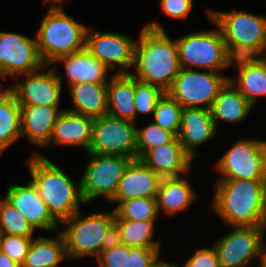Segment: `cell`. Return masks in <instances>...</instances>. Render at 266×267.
<instances>
[{"label": "cell", "mask_w": 266, "mask_h": 267, "mask_svg": "<svg viewBox=\"0 0 266 267\" xmlns=\"http://www.w3.org/2000/svg\"><path fill=\"white\" fill-rule=\"evenodd\" d=\"M266 51V47L263 49V53L262 54H264V55H266L264 52ZM260 59L266 64V58H262V57H260Z\"/></svg>", "instance_id": "cell-47"}, {"label": "cell", "mask_w": 266, "mask_h": 267, "mask_svg": "<svg viewBox=\"0 0 266 267\" xmlns=\"http://www.w3.org/2000/svg\"><path fill=\"white\" fill-rule=\"evenodd\" d=\"M0 77H2V76H0ZM8 90H9V88L8 89H5L4 91H1V89H0V98L2 96H4L8 92Z\"/></svg>", "instance_id": "cell-45"}, {"label": "cell", "mask_w": 266, "mask_h": 267, "mask_svg": "<svg viewBox=\"0 0 266 267\" xmlns=\"http://www.w3.org/2000/svg\"><path fill=\"white\" fill-rule=\"evenodd\" d=\"M88 154L92 158L80 179L83 200L88 203L92 199L104 195L110 202L125 168L132 158L123 155Z\"/></svg>", "instance_id": "cell-10"}, {"label": "cell", "mask_w": 266, "mask_h": 267, "mask_svg": "<svg viewBox=\"0 0 266 267\" xmlns=\"http://www.w3.org/2000/svg\"><path fill=\"white\" fill-rule=\"evenodd\" d=\"M196 195L187 179L182 177L162 178L158 187L156 202L168 215L185 210L194 201Z\"/></svg>", "instance_id": "cell-27"}, {"label": "cell", "mask_w": 266, "mask_h": 267, "mask_svg": "<svg viewBox=\"0 0 266 267\" xmlns=\"http://www.w3.org/2000/svg\"><path fill=\"white\" fill-rule=\"evenodd\" d=\"M21 136L19 103L14 94L8 90L0 98V155Z\"/></svg>", "instance_id": "cell-29"}, {"label": "cell", "mask_w": 266, "mask_h": 267, "mask_svg": "<svg viewBox=\"0 0 266 267\" xmlns=\"http://www.w3.org/2000/svg\"><path fill=\"white\" fill-rule=\"evenodd\" d=\"M133 123L108 114L94 118L88 153L137 159V128Z\"/></svg>", "instance_id": "cell-11"}, {"label": "cell", "mask_w": 266, "mask_h": 267, "mask_svg": "<svg viewBox=\"0 0 266 267\" xmlns=\"http://www.w3.org/2000/svg\"><path fill=\"white\" fill-rule=\"evenodd\" d=\"M161 179L141 159H132L125 168L111 201L156 198Z\"/></svg>", "instance_id": "cell-16"}, {"label": "cell", "mask_w": 266, "mask_h": 267, "mask_svg": "<svg viewBox=\"0 0 266 267\" xmlns=\"http://www.w3.org/2000/svg\"><path fill=\"white\" fill-rule=\"evenodd\" d=\"M215 168L220 180L266 181V141L243 139L232 146Z\"/></svg>", "instance_id": "cell-9"}, {"label": "cell", "mask_w": 266, "mask_h": 267, "mask_svg": "<svg viewBox=\"0 0 266 267\" xmlns=\"http://www.w3.org/2000/svg\"><path fill=\"white\" fill-rule=\"evenodd\" d=\"M92 30L88 27L86 32V50L108 68L114 69V64L120 66L117 74H130L127 71L134 64L136 42L126 35L111 32L92 34Z\"/></svg>", "instance_id": "cell-14"}, {"label": "cell", "mask_w": 266, "mask_h": 267, "mask_svg": "<svg viewBox=\"0 0 266 267\" xmlns=\"http://www.w3.org/2000/svg\"><path fill=\"white\" fill-rule=\"evenodd\" d=\"M252 108L253 105L228 80L220 89L210 111L217 127L218 119L232 123L244 120Z\"/></svg>", "instance_id": "cell-26"}, {"label": "cell", "mask_w": 266, "mask_h": 267, "mask_svg": "<svg viewBox=\"0 0 266 267\" xmlns=\"http://www.w3.org/2000/svg\"><path fill=\"white\" fill-rule=\"evenodd\" d=\"M21 134L27 135L30 142L40 146L50 143L53 126L64 110L58 107L33 106L30 104H19Z\"/></svg>", "instance_id": "cell-20"}, {"label": "cell", "mask_w": 266, "mask_h": 267, "mask_svg": "<svg viewBox=\"0 0 266 267\" xmlns=\"http://www.w3.org/2000/svg\"><path fill=\"white\" fill-rule=\"evenodd\" d=\"M87 29L51 2L48 14L43 17L36 35L43 67L60 57L85 49Z\"/></svg>", "instance_id": "cell-4"}, {"label": "cell", "mask_w": 266, "mask_h": 267, "mask_svg": "<svg viewBox=\"0 0 266 267\" xmlns=\"http://www.w3.org/2000/svg\"><path fill=\"white\" fill-rule=\"evenodd\" d=\"M182 111L183 107L167 93H164L154 109L153 123L172 132L177 137L181 126Z\"/></svg>", "instance_id": "cell-32"}, {"label": "cell", "mask_w": 266, "mask_h": 267, "mask_svg": "<svg viewBox=\"0 0 266 267\" xmlns=\"http://www.w3.org/2000/svg\"><path fill=\"white\" fill-rule=\"evenodd\" d=\"M192 2V0H161V12L173 18L185 19L193 9Z\"/></svg>", "instance_id": "cell-40"}, {"label": "cell", "mask_w": 266, "mask_h": 267, "mask_svg": "<svg viewBox=\"0 0 266 267\" xmlns=\"http://www.w3.org/2000/svg\"><path fill=\"white\" fill-rule=\"evenodd\" d=\"M184 267H220L216 248L198 249L197 252L188 259Z\"/></svg>", "instance_id": "cell-39"}, {"label": "cell", "mask_w": 266, "mask_h": 267, "mask_svg": "<svg viewBox=\"0 0 266 267\" xmlns=\"http://www.w3.org/2000/svg\"><path fill=\"white\" fill-rule=\"evenodd\" d=\"M121 244L120 230L117 224L114 223L102 239V251L120 246Z\"/></svg>", "instance_id": "cell-41"}, {"label": "cell", "mask_w": 266, "mask_h": 267, "mask_svg": "<svg viewBox=\"0 0 266 267\" xmlns=\"http://www.w3.org/2000/svg\"><path fill=\"white\" fill-rule=\"evenodd\" d=\"M137 159H141L149 150L171 142L176 136L155 123L137 129Z\"/></svg>", "instance_id": "cell-34"}, {"label": "cell", "mask_w": 266, "mask_h": 267, "mask_svg": "<svg viewBox=\"0 0 266 267\" xmlns=\"http://www.w3.org/2000/svg\"><path fill=\"white\" fill-rule=\"evenodd\" d=\"M0 232L2 235L33 237L28 220L6 199L0 200Z\"/></svg>", "instance_id": "cell-33"}, {"label": "cell", "mask_w": 266, "mask_h": 267, "mask_svg": "<svg viewBox=\"0 0 266 267\" xmlns=\"http://www.w3.org/2000/svg\"><path fill=\"white\" fill-rule=\"evenodd\" d=\"M81 217L78 211L62 221V224L67 226L60 232L65 241L67 258L87 255L98 258L102 252V239L115 223V212L93 213L88 217Z\"/></svg>", "instance_id": "cell-6"}, {"label": "cell", "mask_w": 266, "mask_h": 267, "mask_svg": "<svg viewBox=\"0 0 266 267\" xmlns=\"http://www.w3.org/2000/svg\"><path fill=\"white\" fill-rule=\"evenodd\" d=\"M216 129L209 109L203 107L183 108L177 137L185 151L194 158L195 147L215 137Z\"/></svg>", "instance_id": "cell-19"}, {"label": "cell", "mask_w": 266, "mask_h": 267, "mask_svg": "<svg viewBox=\"0 0 266 267\" xmlns=\"http://www.w3.org/2000/svg\"><path fill=\"white\" fill-rule=\"evenodd\" d=\"M234 226H266V181L218 180L212 209Z\"/></svg>", "instance_id": "cell-2"}, {"label": "cell", "mask_w": 266, "mask_h": 267, "mask_svg": "<svg viewBox=\"0 0 266 267\" xmlns=\"http://www.w3.org/2000/svg\"><path fill=\"white\" fill-rule=\"evenodd\" d=\"M261 267H266V250L263 252L261 256Z\"/></svg>", "instance_id": "cell-44"}, {"label": "cell", "mask_w": 266, "mask_h": 267, "mask_svg": "<svg viewBox=\"0 0 266 267\" xmlns=\"http://www.w3.org/2000/svg\"><path fill=\"white\" fill-rule=\"evenodd\" d=\"M176 42L181 68L194 66L217 72L233 64L218 27L184 35Z\"/></svg>", "instance_id": "cell-7"}, {"label": "cell", "mask_w": 266, "mask_h": 267, "mask_svg": "<svg viewBox=\"0 0 266 267\" xmlns=\"http://www.w3.org/2000/svg\"><path fill=\"white\" fill-rule=\"evenodd\" d=\"M0 267H21L13 261L7 254L0 251Z\"/></svg>", "instance_id": "cell-42"}, {"label": "cell", "mask_w": 266, "mask_h": 267, "mask_svg": "<svg viewBox=\"0 0 266 267\" xmlns=\"http://www.w3.org/2000/svg\"><path fill=\"white\" fill-rule=\"evenodd\" d=\"M232 59L260 57L266 47V18L245 12L208 10Z\"/></svg>", "instance_id": "cell-5"}, {"label": "cell", "mask_w": 266, "mask_h": 267, "mask_svg": "<svg viewBox=\"0 0 266 267\" xmlns=\"http://www.w3.org/2000/svg\"><path fill=\"white\" fill-rule=\"evenodd\" d=\"M43 64L36 38L0 32L1 76L32 73L42 68Z\"/></svg>", "instance_id": "cell-13"}, {"label": "cell", "mask_w": 266, "mask_h": 267, "mask_svg": "<svg viewBox=\"0 0 266 267\" xmlns=\"http://www.w3.org/2000/svg\"><path fill=\"white\" fill-rule=\"evenodd\" d=\"M137 81L159 87L165 93L179 74L181 66L176 40L172 41L159 23L147 24L136 42L134 64Z\"/></svg>", "instance_id": "cell-1"}, {"label": "cell", "mask_w": 266, "mask_h": 267, "mask_svg": "<svg viewBox=\"0 0 266 267\" xmlns=\"http://www.w3.org/2000/svg\"><path fill=\"white\" fill-rule=\"evenodd\" d=\"M1 238H2V233L0 232V244H1Z\"/></svg>", "instance_id": "cell-48"}, {"label": "cell", "mask_w": 266, "mask_h": 267, "mask_svg": "<svg viewBox=\"0 0 266 267\" xmlns=\"http://www.w3.org/2000/svg\"><path fill=\"white\" fill-rule=\"evenodd\" d=\"M69 87L75 108L67 110L93 118L108 114L107 83L81 82Z\"/></svg>", "instance_id": "cell-25"}, {"label": "cell", "mask_w": 266, "mask_h": 267, "mask_svg": "<svg viewBox=\"0 0 266 267\" xmlns=\"http://www.w3.org/2000/svg\"><path fill=\"white\" fill-rule=\"evenodd\" d=\"M93 121V117L66 109L58 116L50 141L57 145H80L88 152L92 139Z\"/></svg>", "instance_id": "cell-21"}, {"label": "cell", "mask_w": 266, "mask_h": 267, "mask_svg": "<svg viewBox=\"0 0 266 267\" xmlns=\"http://www.w3.org/2000/svg\"><path fill=\"white\" fill-rule=\"evenodd\" d=\"M266 226H234V231L214 246L220 267H247L256 256L261 257Z\"/></svg>", "instance_id": "cell-12"}, {"label": "cell", "mask_w": 266, "mask_h": 267, "mask_svg": "<svg viewBox=\"0 0 266 267\" xmlns=\"http://www.w3.org/2000/svg\"><path fill=\"white\" fill-rule=\"evenodd\" d=\"M131 247L124 244L102 251L97 258L99 267H126L127 254H130Z\"/></svg>", "instance_id": "cell-37"}, {"label": "cell", "mask_w": 266, "mask_h": 267, "mask_svg": "<svg viewBox=\"0 0 266 267\" xmlns=\"http://www.w3.org/2000/svg\"><path fill=\"white\" fill-rule=\"evenodd\" d=\"M33 237L2 235L0 251L7 254L20 266L24 263Z\"/></svg>", "instance_id": "cell-36"}, {"label": "cell", "mask_w": 266, "mask_h": 267, "mask_svg": "<svg viewBox=\"0 0 266 267\" xmlns=\"http://www.w3.org/2000/svg\"><path fill=\"white\" fill-rule=\"evenodd\" d=\"M49 1H50V2H54V3H56V2H57V3H60V2H63L64 0H44V3H45V2H49Z\"/></svg>", "instance_id": "cell-46"}, {"label": "cell", "mask_w": 266, "mask_h": 267, "mask_svg": "<svg viewBox=\"0 0 266 267\" xmlns=\"http://www.w3.org/2000/svg\"><path fill=\"white\" fill-rule=\"evenodd\" d=\"M115 223L119 227L122 244L159 250V243L152 239L154 221L115 220Z\"/></svg>", "instance_id": "cell-30"}, {"label": "cell", "mask_w": 266, "mask_h": 267, "mask_svg": "<svg viewBox=\"0 0 266 267\" xmlns=\"http://www.w3.org/2000/svg\"><path fill=\"white\" fill-rule=\"evenodd\" d=\"M239 74L236 79L229 78L239 92L254 106L259 96H266V64L259 57H240Z\"/></svg>", "instance_id": "cell-22"}, {"label": "cell", "mask_w": 266, "mask_h": 267, "mask_svg": "<svg viewBox=\"0 0 266 267\" xmlns=\"http://www.w3.org/2000/svg\"><path fill=\"white\" fill-rule=\"evenodd\" d=\"M28 162L31 182L46 203L49 213L58 223L80 211L78 204L85 203L80 181L78 186L74 185L70 177L40 154L35 153Z\"/></svg>", "instance_id": "cell-3"}, {"label": "cell", "mask_w": 266, "mask_h": 267, "mask_svg": "<svg viewBox=\"0 0 266 267\" xmlns=\"http://www.w3.org/2000/svg\"><path fill=\"white\" fill-rule=\"evenodd\" d=\"M118 202L114 209L115 220L155 221L158 216L156 198H136Z\"/></svg>", "instance_id": "cell-31"}, {"label": "cell", "mask_w": 266, "mask_h": 267, "mask_svg": "<svg viewBox=\"0 0 266 267\" xmlns=\"http://www.w3.org/2000/svg\"><path fill=\"white\" fill-rule=\"evenodd\" d=\"M141 160L161 178H171L188 173L193 158L175 137L171 142L149 150Z\"/></svg>", "instance_id": "cell-18"}, {"label": "cell", "mask_w": 266, "mask_h": 267, "mask_svg": "<svg viewBox=\"0 0 266 267\" xmlns=\"http://www.w3.org/2000/svg\"><path fill=\"white\" fill-rule=\"evenodd\" d=\"M165 92L159 87L151 84H145L135 79L134 103L137 113H154L157 101Z\"/></svg>", "instance_id": "cell-35"}, {"label": "cell", "mask_w": 266, "mask_h": 267, "mask_svg": "<svg viewBox=\"0 0 266 267\" xmlns=\"http://www.w3.org/2000/svg\"><path fill=\"white\" fill-rule=\"evenodd\" d=\"M229 80L220 72H198L192 68H181L171 87L166 92L183 108H211L220 89ZM206 104V106H204Z\"/></svg>", "instance_id": "cell-8"}, {"label": "cell", "mask_w": 266, "mask_h": 267, "mask_svg": "<svg viewBox=\"0 0 266 267\" xmlns=\"http://www.w3.org/2000/svg\"><path fill=\"white\" fill-rule=\"evenodd\" d=\"M35 228L58 230V221L49 213L46 203L30 181L25 186L10 185L5 198Z\"/></svg>", "instance_id": "cell-17"}, {"label": "cell", "mask_w": 266, "mask_h": 267, "mask_svg": "<svg viewBox=\"0 0 266 267\" xmlns=\"http://www.w3.org/2000/svg\"><path fill=\"white\" fill-rule=\"evenodd\" d=\"M56 239L40 237L32 240L21 267H56L63 258H67L65 241L60 232Z\"/></svg>", "instance_id": "cell-28"}, {"label": "cell", "mask_w": 266, "mask_h": 267, "mask_svg": "<svg viewBox=\"0 0 266 267\" xmlns=\"http://www.w3.org/2000/svg\"><path fill=\"white\" fill-rule=\"evenodd\" d=\"M135 78L131 74H115L107 83L108 115L135 121Z\"/></svg>", "instance_id": "cell-23"}, {"label": "cell", "mask_w": 266, "mask_h": 267, "mask_svg": "<svg viewBox=\"0 0 266 267\" xmlns=\"http://www.w3.org/2000/svg\"><path fill=\"white\" fill-rule=\"evenodd\" d=\"M63 61L65 65L68 85L81 82L89 83H108L105 80L108 67L101 63L95 56L91 55L86 48L56 59Z\"/></svg>", "instance_id": "cell-24"}, {"label": "cell", "mask_w": 266, "mask_h": 267, "mask_svg": "<svg viewBox=\"0 0 266 267\" xmlns=\"http://www.w3.org/2000/svg\"><path fill=\"white\" fill-rule=\"evenodd\" d=\"M158 257H159V255H157L154 259H153V261L151 262V264H150V266L149 267H173L175 264H173V263H168V262H158Z\"/></svg>", "instance_id": "cell-43"}, {"label": "cell", "mask_w": 266, "mask_h": 267, "mask_svg": "<svg viewBox=\"0 0 266 267\" xmlns=\"http://www.w3.org/2000/svg\"><path fill=\"white\" fill-rule=\"evenodd\" d=\"M159 255L156 248L131 247L127 254L126 267H149L153 259Z\"/></svg>", "instance_id": "cell-38"}, {"label": "cell", "mask_w": 266, "mask_h": 267, "mask_svg": "<svg viewBox=\"0 0 266 267\" xmlns=\"http://www.w3.org/2000/svg\"><path fill=\"white\" fill-rule=\"evenodd\" d=\"M55 67L46 73H27L24 82L13 85L9 90L19 104L58 107L61 91V78L56 75Z\"/></svg>", "instance_id": "cell-15"}]
</instances>
